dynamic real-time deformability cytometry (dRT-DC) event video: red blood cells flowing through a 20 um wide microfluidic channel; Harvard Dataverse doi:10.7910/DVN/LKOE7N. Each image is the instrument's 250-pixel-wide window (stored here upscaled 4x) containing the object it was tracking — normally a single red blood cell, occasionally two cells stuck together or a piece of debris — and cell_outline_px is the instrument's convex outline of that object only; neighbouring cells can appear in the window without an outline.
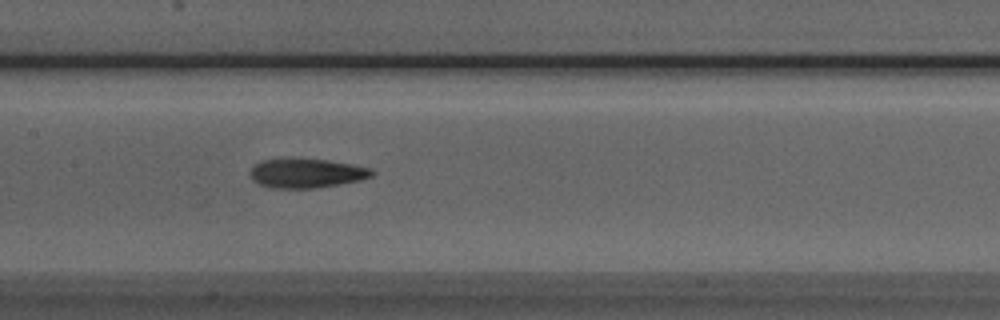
{"species": "Egyptian fruit bat (a non-hibernating species)", "species_latin": "Rousettus aegyptiacus", "temperature_condition": "room temperature", "stored_images_in_passage": 5, "camera_frame_rate_fps": 3000, "um_per_image_px": 0.085, "animal": {"sex": "male"}, "frame": {"image": 1, "passage_image": 5, "time_ms": 6.333, "image_size_px": [1000, 320], "cell_outline_px": [[376, 172], [372, 176], [360, 180], [340, 184], [316, 188], [268, 188], [252, 180], [248, 172], [252, 164], [260, 160], [300, 156], [328, 160], [352, 164], [372, 168]], "centroid_in_image_um": [25.99, 14.68], "position_along_channel_um": 181.4, "area_um2": 21.73}}